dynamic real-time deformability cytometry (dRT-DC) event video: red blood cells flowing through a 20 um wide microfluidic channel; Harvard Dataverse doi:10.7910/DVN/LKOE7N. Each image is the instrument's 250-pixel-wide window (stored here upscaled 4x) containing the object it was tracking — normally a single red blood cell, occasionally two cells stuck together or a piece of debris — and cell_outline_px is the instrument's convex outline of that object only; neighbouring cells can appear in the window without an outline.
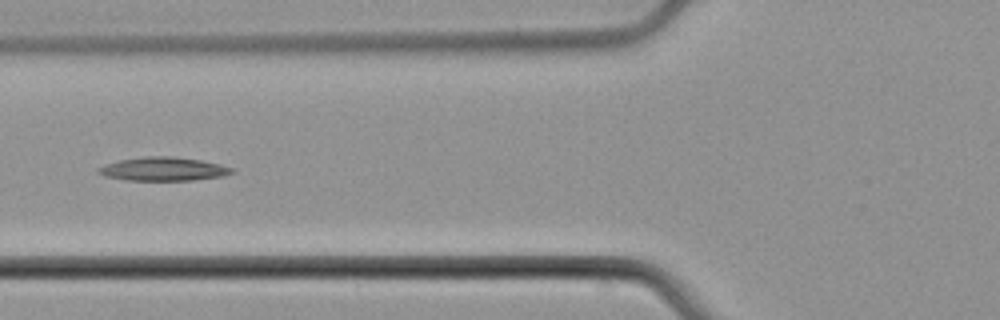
{"species": "common noctule bat (a hibernating species)", "species_latin": "Nyctalus noctula", "temperature_condition": "cold", "stored_images_in_passage": 5, "camera_frame_rate_fps": 3000, "um_per_image_px": 0.085, "animal": {"sex": "male", "body_mass_g": 21.5, "forearm_length_mm": 52.0}, "frame": {"image": 1, "passage_image": 5, "time_ms": 5.0, "image_size_px": [1000, 320], "cell_outline_px": [[236, 172], [224, 176], [192, 180], [128, 180], [104, 176], [96, 172], [96, 168], [120, 160], [144, 156], [172, 156], [200, 160], [220, 164], [232, 168]], "centroid_in_image_um": [13.89, 14.36], "position_along_channel_um": 111.9, "area_um2": 18.32}}